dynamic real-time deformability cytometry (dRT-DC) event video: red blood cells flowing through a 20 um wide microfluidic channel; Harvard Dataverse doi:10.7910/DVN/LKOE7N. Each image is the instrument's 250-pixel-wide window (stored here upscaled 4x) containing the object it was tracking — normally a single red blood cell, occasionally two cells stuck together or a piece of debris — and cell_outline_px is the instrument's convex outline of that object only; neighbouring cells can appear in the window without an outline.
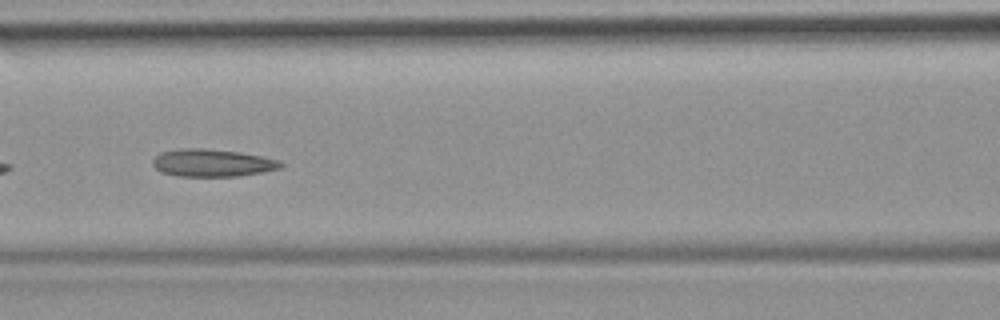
{"species": "common noctule bat (a hibernating species)", "species_latin": "Nyctalus noctula", "temperature_condition": "room temperature", "stored_images_in_passage": 6, "camera_frame_rate_fps": 3000, "um_per_image_px": 0.085, "animal": {"sex": "female", "body_mass_g": 19.9}, "frame": {"image": 1, "passage_image": 6, "time_ms": 6.333, "image_size_px": [1000, 320], "cell_outline_px": [[284, 164], [280, 168], [264, 172], [240, 176], [176, 176], [164, 172], [156, 168], [152, 164], [152, 160], [160, 152], [180, 148], [204, 148], [240, 152], [280, 160]], "centroid_in_image_um": [18.06, 13.84], "position_along_channel_um": 148.5, "area_um2": 20.58}}